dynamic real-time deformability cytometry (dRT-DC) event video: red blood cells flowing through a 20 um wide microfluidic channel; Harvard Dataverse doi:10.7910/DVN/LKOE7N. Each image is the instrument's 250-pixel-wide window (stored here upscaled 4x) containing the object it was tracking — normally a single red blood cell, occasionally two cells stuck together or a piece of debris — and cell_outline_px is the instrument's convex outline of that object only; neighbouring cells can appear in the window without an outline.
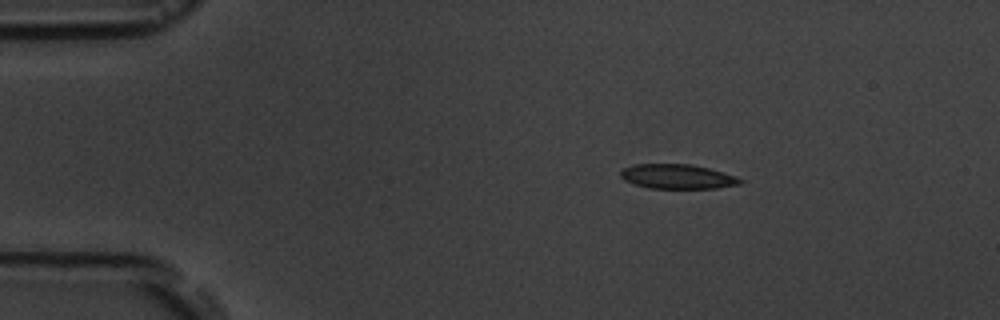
{"species": "common noctule bat (a hibernating species)", "species_latin": "Nyctalus noctula", "temperature_condition": "room temperature", "stored_images_in_passage": 3, "camera_frame_rate_fps": 3000, "um_per_image_px": 0.085, "animal": {"sex": "male", "body_mass_g": 19.5, "forearm_length_mm": 54.6}, "frame": {"image": 1, "passage_image": 1, "time_ms": 0.0, "image_size_px": [1000, 320], "cell_outline_px": [[744, 180], [740, 184], [716, 188], [648, 188], [624, 180], [620, 176], [620, 172], [624, 168], [632, 164], [692, 164], [724, 172], [736, 176]], "centroid_in_image_um": [57.59, 15.0], "position_along_channel_um": 27.4, "area_um2": 17.11}}